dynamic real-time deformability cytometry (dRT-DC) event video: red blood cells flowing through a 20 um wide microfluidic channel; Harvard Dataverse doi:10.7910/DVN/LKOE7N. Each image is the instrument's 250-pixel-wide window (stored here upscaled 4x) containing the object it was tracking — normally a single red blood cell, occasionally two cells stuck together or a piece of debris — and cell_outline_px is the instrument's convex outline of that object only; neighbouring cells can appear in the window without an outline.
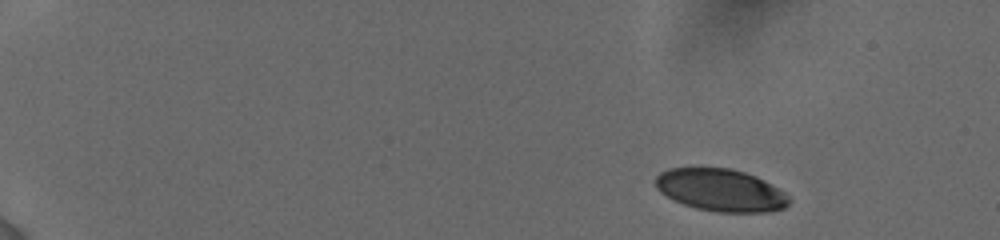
{"species": "human", "species_latin": "Homo sapiens", "temperature_condition": "cold", "stored_images_in_passage": 10, "camera_frame_rate_fps": 3000, "um_per_image_px": 0.085, "donor": {"sex": "female"}, "frame": {"image": 1, "passage_image": 1, "time_ms": 0.0, "image_size_px": [1000, 240], "cell_outline_px": [[792, 200], [784, 208], [764, 212], [716, 212], [696, 208], [684, 204], [660, 192], [656, 188], [656, 176], [660, 172], [668, 168], [728, 168], [744, 172], [756, 176], [772, 184], [784, 192]], "centroid_in_image_um": [61.28, 16.16], "position_along_channel_um": 23.7, "area_um2": 32.83}}
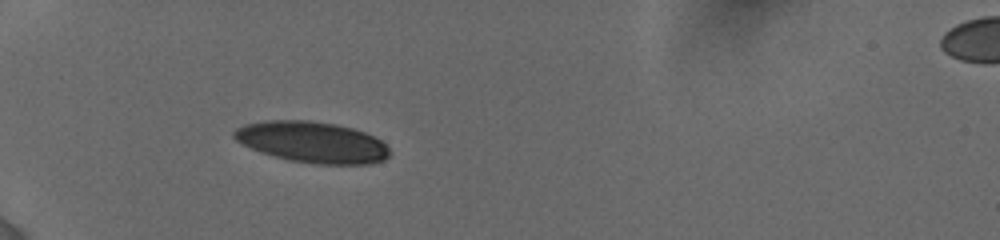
{"frame": {"image": 2, "passage_image": 6, "time_ms": 4.0, "image_size_px": [1000, 240], "cell_outline_px": [[392, 152], [384, 160], [368, 164], [316, 164], [292, 160], [260, 152], [236, 140], [232, 136], [232, 132], [236, 128], [244, 124], [264, 120], [312, 120], [336, 124], [352, 128], [364, 132], [380, 140]], "centroid_in_image_um": [26.53, 12.07], "position_along_channel_um": 58.5, "area_um2": 37.17}}
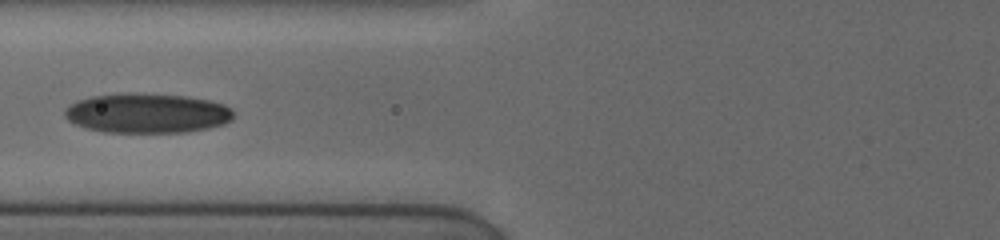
{"frame": {"image": 3, "passage_image": 9, "time_ms": 6.0, "image_size_px": [1000, 240], "cell_outline_px": [[232, 120], [224, 124], [208, 128], [184, 132], [104, 132], [84, 128], [68, 120], [64, 116], [64, 108], [80, 100], [92, 96], [128, 92], [136, 92], [188, 96], [208, 100], [224, 104], [232, 108]], "centroid_in_image_um": [12.5, 9.61], "position_along_channel_um": 113.3, "area_um2": 39.3}}